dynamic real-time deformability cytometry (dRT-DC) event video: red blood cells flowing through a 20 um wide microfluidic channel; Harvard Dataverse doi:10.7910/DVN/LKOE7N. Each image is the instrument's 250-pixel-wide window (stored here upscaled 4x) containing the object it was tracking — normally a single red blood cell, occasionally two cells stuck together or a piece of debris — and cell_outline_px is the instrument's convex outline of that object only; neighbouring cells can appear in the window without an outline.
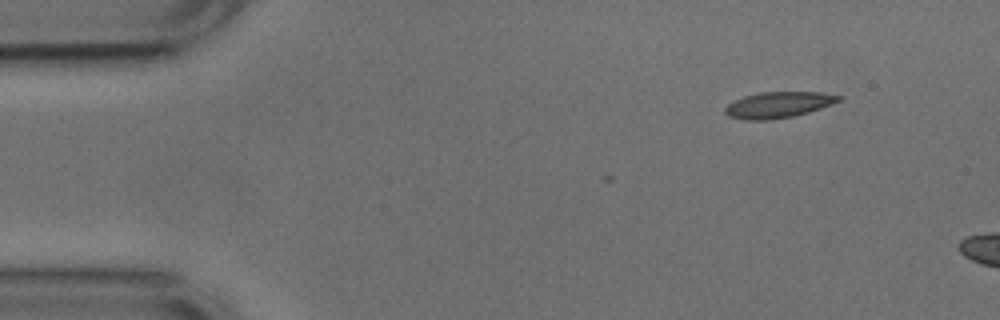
{"species": "common noctule bat (a hibernating species)", "species_latin": "Nyctalus noctula", "temperature_condition": "cold", "stored_images_in_passage": 2, "camera_frame_rate_fps": 3000, "um_per_image_px": 0.085, "animal": {"sex": "male", "body_mass_g": 17.9, "forearm_length_mm": 54.2}, "frame": {"image": 1, "passage_image": 2, "time_ms": 0.333, "image_size_px": [1000, 320], "cell_outline_px": [[840, 100], [820, 108], [808, 112], [792, 116], [772, 120], [744, 120], [728, 116], [724, 112], [724, 108], [728, 104], [744, 96], [760, 92], [820, 92], [840, 96]], "centroid_in_image_um": [66.1, 8.92], "position_along_channel_um": 18.9, "area_um2": 17.05}}